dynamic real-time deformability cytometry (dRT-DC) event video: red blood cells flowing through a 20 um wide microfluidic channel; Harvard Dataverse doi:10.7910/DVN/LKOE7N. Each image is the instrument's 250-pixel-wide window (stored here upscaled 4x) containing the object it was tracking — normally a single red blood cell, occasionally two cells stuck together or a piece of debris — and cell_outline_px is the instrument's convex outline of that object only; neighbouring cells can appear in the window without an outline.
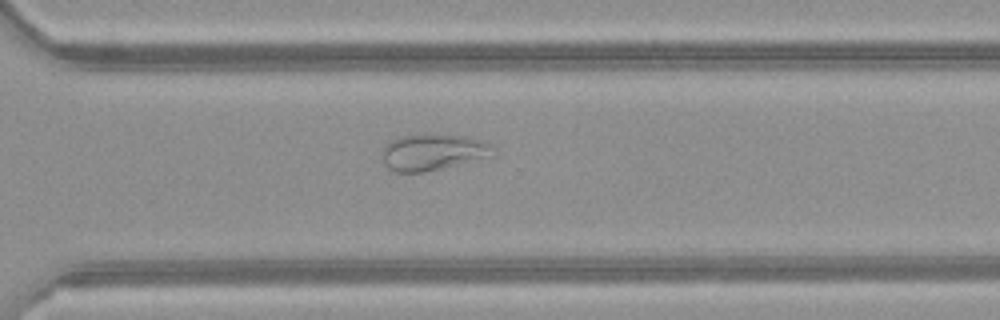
{"species": "common noctule bat (a hibernating species)", "species_latin": "Nyctalus noctula", "temperature_condition": "warm", "stored_images_in_passage": 41, "camera_frame_rate_fps": 3000, "um_per_image_px": 0.085, "animal": {"sex": "female", "body_mass_g": 21.9}, "frame": {"image": 1, "passage_image": 27, "time_ms": 8.667, "image_size_px": [1000, 320], "cell_outline_px": [[496, 148], [492, 156], [424, 172], [392, 172], [384, 164], [380, 156], [380, 152], [392, 140], [400, 136], [464, 136], [480, 140], [492, 144]], "centroid_in_image_um": [36.78, 12.96], "position_along_channel_um": 333.8, "area_um2": 23.06}}
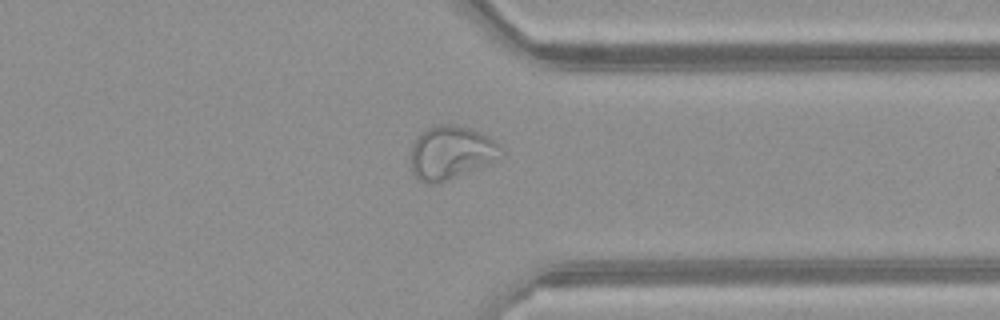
{"frame": {"image": 2, "passage_image": 30, "time_ms": 9.667, "image_size_px": [1000, 320], "cell_outline_px": [[504, 156], [492, 164], [448, 180], [436, 184], [432, 184], [416, 180], [412, 172], [412, 144], [416, 136], [428, 128], [436, 124], [456, 124], [480, 132], [496, 140], [504, 148]], "centroid_in_image_um": [38.4, 12.98], "position_along_channel_um": 373.0, "area_um2": 28.84}}
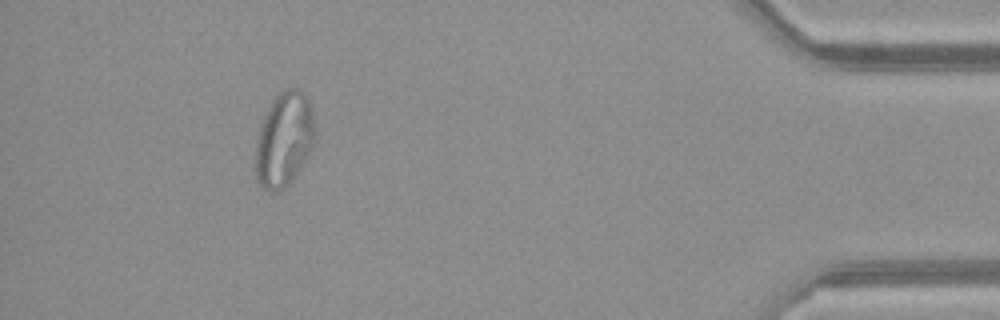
{"frame": {"image": 3, "passage_image": 37, "time_ms": 12.0, "image_size_px": [1000, 320], "cell_outline_px": [[316, 140], [312, 148], [300, 168], [292, 180], [284, 188], [276, 192], [272, 192], [260, 188], [256, 180], [256, 140], [260, 124], [272, 100], [284, 88], [300, 88], [308, 96], [312, 108], [316, 128]], "centroid_in_image_um": [24.17, 11.83], "position_along_channel_um": 411.0, "area_um2": 33.35}, "authors_computed_cell_mechanics": {"area_um2": 28.8422, "velocity_mm_per_s": 4.0791, "shape_relaxation_time_tau1_ms": null, "shape_relaxation_time_tau2_ms": 1.7895, "deformation_change_tau1": null, "deformation_change_tau2": 0.0822}}